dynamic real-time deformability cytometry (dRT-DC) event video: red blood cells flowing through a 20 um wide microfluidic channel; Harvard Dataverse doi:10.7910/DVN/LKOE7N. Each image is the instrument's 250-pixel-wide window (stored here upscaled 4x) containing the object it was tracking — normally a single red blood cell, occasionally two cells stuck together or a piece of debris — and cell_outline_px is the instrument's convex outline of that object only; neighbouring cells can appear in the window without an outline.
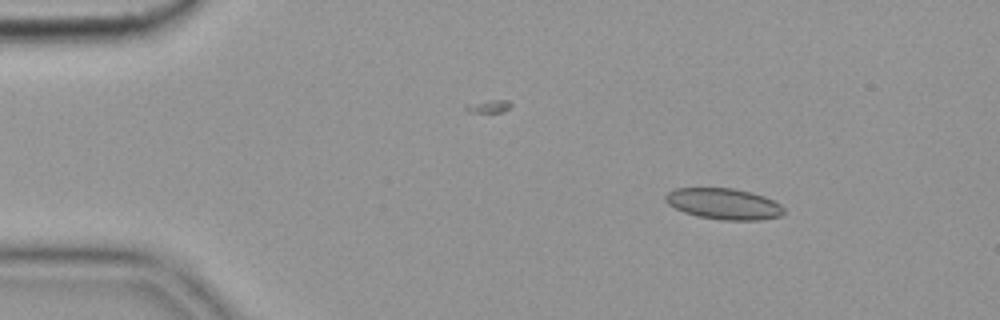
{"species": "common noctule bat (a hibernating species)", "species_latin": "Nyctalus noctula", "temperature_condition": "cold", "stored_images_in_passage": 48, "camera_frame_rate_fps": 3000, "um_per_image_px": 0.085, "animal": {"sex": "female", "body_mass_g": 19.9}, "frame": {"image": 1, "passage_image": 1, "time_ms": 0.0, "image_size_px": [1000, 320], "cell_outline_px": [[784, 212], [780, 216], [760, 220], [720, 220], [700, 216], [684, 212], [668, 204], [664, 200], [664, 196], [668, 192], [676, 188], [732, 188], [752, 192], [764, 196], [780, 204], [784, 208]], "centroid_in_image_um": [61.52, 17.32], "position_along_channel_um": 23.5, "area_um2": 21.39}}
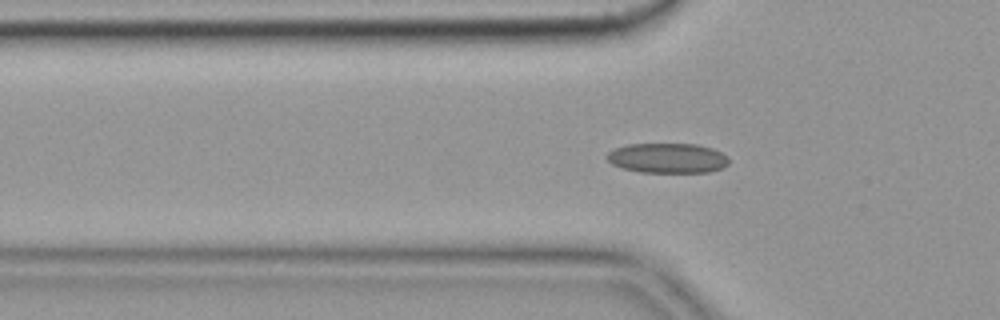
{"frame": {"image": 2, "passage_image": 11, "time_ms": 3.333, "image_size_px": [1000, 320], "cell_outline_px": [[728, 164], [720, 168], [708, 172], [640, 172], [624, 168], [612, 164], [604, 156], [608, 152], [616, 148], [628, 144], [696, 144], [712, 148], [728, 156]], "centroid_in_image_um": [56.73, 13.43], "position_along_channel_um": 69.1, "area_um2": 21.15}}
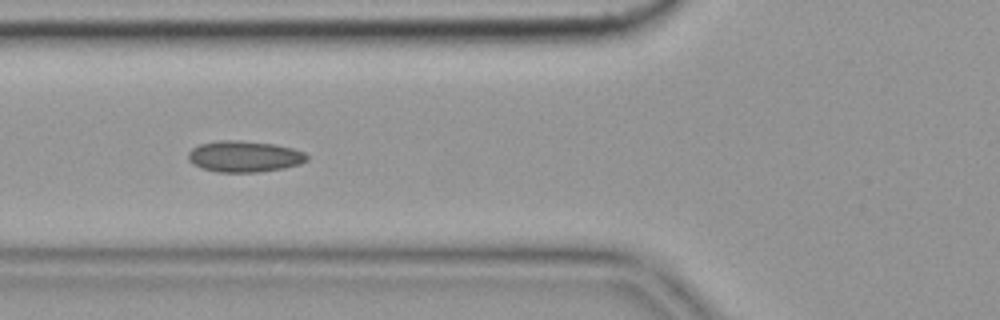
{"frame": {"image": 3, "passage_image": 14, "time_ms": 4.333, "image_size_px": [1000, 320], "cell_outline_px": [[308, 160], [300, 164], [284, 168], [260, 172], [216, 172], [200, 168], [192, 164], [188, 160], [188, 152], [192, 148], [200, 144], [216, 140], [240, 140], [276, 144], [292, 148], [304, 152], [308, 156]], "centroid_in_image_um": [20.75, 13.3], "position_along_channel_um": 105.0, "area_um2": 21.91}, "authors_computed_cell_mechanics": {"area_um2": 20.8947, "velocity_mm_per_s": 3.6216, "shape_relaxation_time_tau1_ms": null, "shape_relaxation_time_tau2_ms": 2.4093, "deformation_change_tau1": null, "deformation_change_tau2": 0.0741}}